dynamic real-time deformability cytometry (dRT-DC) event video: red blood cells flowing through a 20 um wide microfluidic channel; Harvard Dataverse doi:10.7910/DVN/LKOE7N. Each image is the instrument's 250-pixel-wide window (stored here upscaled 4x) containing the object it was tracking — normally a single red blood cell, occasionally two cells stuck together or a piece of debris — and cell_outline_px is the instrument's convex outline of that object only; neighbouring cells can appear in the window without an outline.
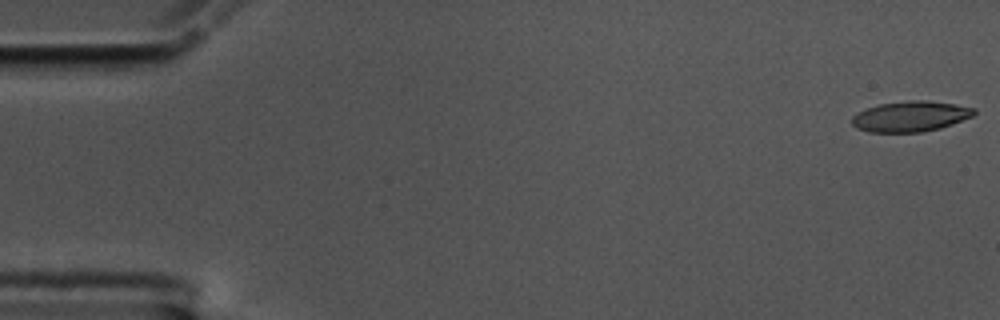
{"species": "common noctule bat (a hibernating species)", "species_latin": "Nyctalus noctula", "temperature_condition": "cold", "stored_images_in_passage": 57, "camera_frame_rate_fps": 3000, "um_per_image_px": 0.085, "animal": {"sex": "male", "body_mass_g": 17.5, "forearm_length_mm": 52.3}, "frame": {"image": 1, "passage_image": 1, "time_ms": 0.0, "image_size_px": [1000, 320], "cell_outline_px": [[976, 112], [972, 116], [952, 124], [940, 128], [920, 132], [868, 132], [856, 128], [852, 124], [852, 116], [868, 108], [880, 104], [908, 100], [924, 100], [956, 104], [976, 108]], "centroid_in_image_um": [77.41, 9.89], "position_along_channel_um": 7.6, "area_um2": 21.62}}
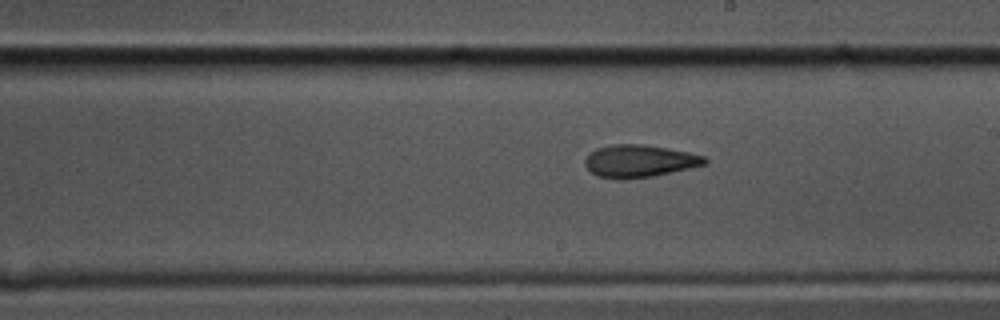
{"frame": {"image": 2, "passage_image": 32, "time_ms": 10.333, "image_size_px": [1000, 320], "cell_outline_px": [[708, 164], [652, 176], [620, 180], [616, 180], [596, 176], [584, 164], [584, 160], [596, 148], [612, 144], [644, 144], [668, 148], [688, 152], [704, 156], [708, 160]], "centroid_in_image_um": [54.34, 13.69], "position_along_channel_um": 234.7, "area_um2": 22.72}}
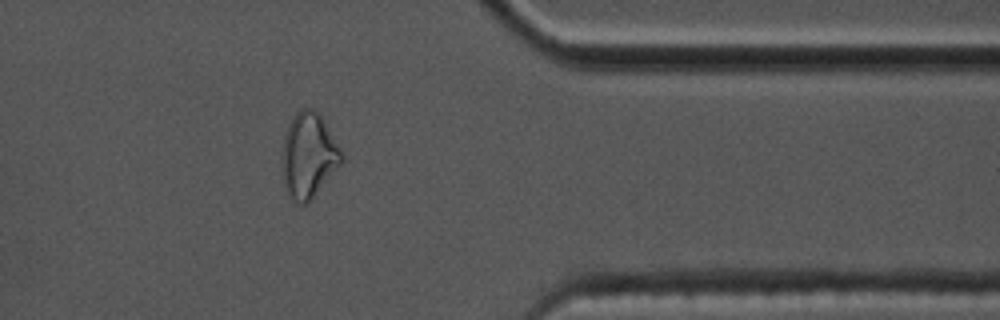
{"frame": {"image": 3, "passage_image": 46, "time_ms": 15.0, "image_size_px": [1000, 320], "cell_outline_px": [[344, 160], [312, 196], [304, 204], [296, 204], [288, 196], [284, 184], [284, 136], [288, 124], [296, 112], [300, 108], [312, 108], [320, 112], [344, 152]], "centroid_in_image_um": [26.27, 13.14], "position_along_channel_um": 385.1, "area_um2": 29.19}, "authors_computed_cell_mechanics": {"area_um2": 22.6576, "velocity_mm_per_s": 3.5297, "shape_relaxation_time_tau1_ms": null, "shape_relaxation_time_tau2_ms": 3.1719, "deformation_change_tau1": null, "deformation_change_tau2": 0.0893}}